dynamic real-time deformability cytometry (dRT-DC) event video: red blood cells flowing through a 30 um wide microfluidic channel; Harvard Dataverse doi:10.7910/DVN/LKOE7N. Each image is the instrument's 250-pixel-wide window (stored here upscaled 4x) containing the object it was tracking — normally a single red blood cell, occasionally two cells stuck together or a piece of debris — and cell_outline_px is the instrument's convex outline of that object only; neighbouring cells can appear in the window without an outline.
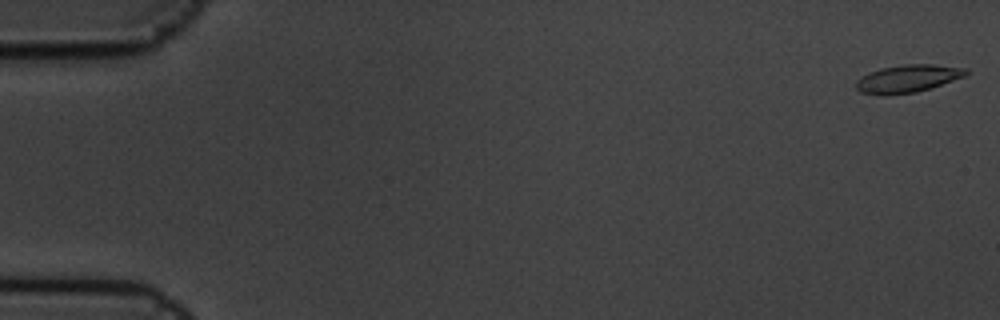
{"species": "common noctule bat (a hibernating species)", "species_latin": "Nyctalus noctula", "temperature_condition": "cold", "stored_images_in_passage": 7, "camera_frame_rate_fps": 3000, "um_per_image_px": 0.085, "animal": {"sex": "male", "body_mass_g": 19.5, "forearm_length_mm": 54.6}, "frame": {"image": 1, "passage_image": 1, "time_ms": 0.0, "image_size_px": [1000, 320], "cell_outline_px": [[968, 72], [964, 76], [916, 92], [880, 96], [860, 92], [856, 88], [856, 80], [868, 72], [880, 68], [904, 64], [932, 64], [968, 68]], "centroid_in_image_um": [77.1, 6.68], "position_along_channel_um": 7.9, "area_um2": 17.69}}
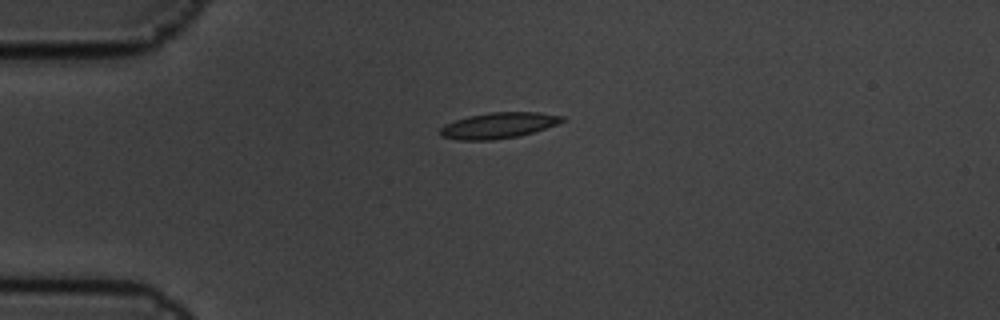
{"frame": {"image": 2, "passage_image": 5, "time_ms": 1.333, "image_size_px": [1000, 320], "cell_outline_px": [[564, 120], [556, 124], [520, 136], [492, 140], [456, 140], [440, 136], [440, 128], [444, 124], [468, 116], [488, 112], [540, 112], [564, 116]], "centroid_in_image_um": [42.33, 10.66], "position_along_channel_um": 42.7, "area_um2": 18.38}}
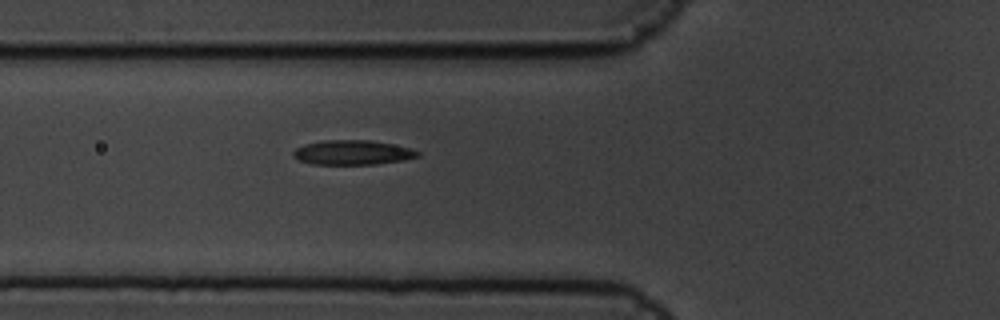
{"frame": {"image": 3, "passage_image": 7, "time_ms": 2.0, "image_size_px": [1000, 320], "cell_outline_px": [[420, 156], [404, 160], [376, 164], [312, 164], [300, 160], [292, 156], [292, 152], [296, 148], [304, 144], [324, 140], [368, 140], [392, 144], [412, 148], [420, 152]], "centroid_in_image_um": [29.98, 12.96], "position_along_channel_um": 95.8, "area_um2": 17.86}}